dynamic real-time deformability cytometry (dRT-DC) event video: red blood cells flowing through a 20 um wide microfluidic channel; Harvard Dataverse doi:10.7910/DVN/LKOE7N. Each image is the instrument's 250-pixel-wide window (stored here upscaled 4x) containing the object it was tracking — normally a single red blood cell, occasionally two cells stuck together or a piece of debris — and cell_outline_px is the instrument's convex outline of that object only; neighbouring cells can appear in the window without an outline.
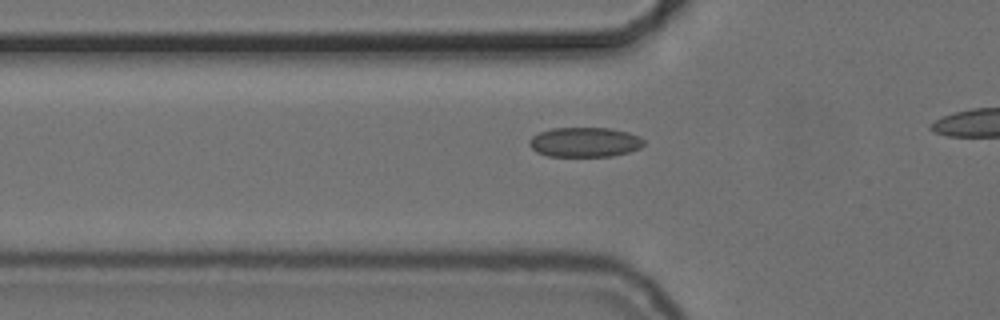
{"species": "common noctule bat (a hibernating species)", "species_latin": "Nyctalus noctula", "temperature_condition": "cold", "stored_images_in_passage": 26, "camera_frame_rate_fps": 3000, "um_per_image_px": 0.085, "animal": {"sex": "female", "body_mass_g": 24.6, "forearm_length_mm": 56.2}, "frame": {"image": 1, "passage_image": 10, "time_ms": 3.0, "image_size_px": [1000, 320], "cell_outline_px": [[644, 144], [640, 148], [628, 152], [612, 156], [548, 156], [536, 152], [528, 144], [528, 140], [532, 136], [540, 132], [552, 128], [612, 128], [628, 132], [640, 136], [644, 140]], "centroid_in_image_um": [49.7, 12.08], "position_along_channel_um": 76.1, "area_um2": 19.94}}
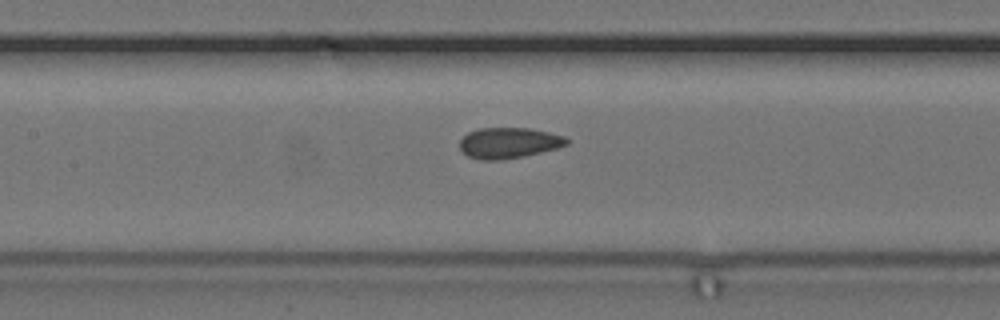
{"frame": {"image": 2, "passage_image": 17, "time_ms": 5.333, "image_size_px": [1000, 320], "cell_outline_px": [[568, 144], [556, 148], [524, 156], [504, 160], [480, 160], [468, 156], [460, 148], [460, 140], [468, 132], [480, 128], [532, 128], [564, 136], [568, 140]], "centroid_in_image_um": [43.23, 12.15], "position_along_channel_um": 164.2, "area_um2": 19.13}}
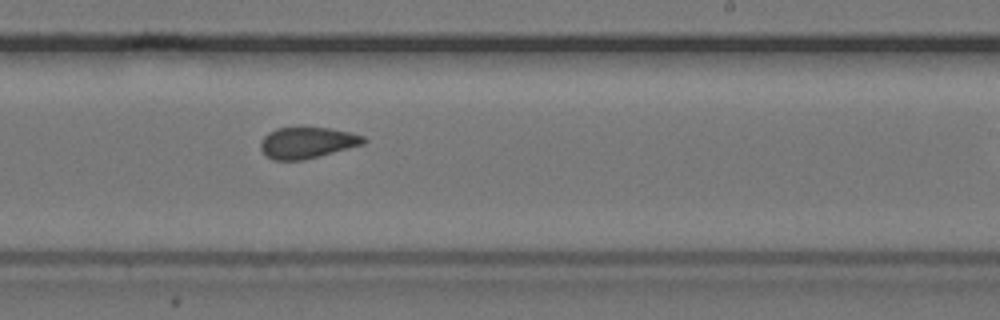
{"frame": {"image": 3, "passage_image": 25, "time_ms": 8.0, "image_size_px": [1000, 320], "cell_outline_px": [[368, 140], [364, 144], [304, 160], [272, 160], [260, 148], [260, 140], [268, 132], [276, 128], [328, 128], [348, 132], [364, 136]], "centroid_in_image_um": [26.1, 12.13], "position_along_channel_um": 262.9, "area_um2": 18.61}}